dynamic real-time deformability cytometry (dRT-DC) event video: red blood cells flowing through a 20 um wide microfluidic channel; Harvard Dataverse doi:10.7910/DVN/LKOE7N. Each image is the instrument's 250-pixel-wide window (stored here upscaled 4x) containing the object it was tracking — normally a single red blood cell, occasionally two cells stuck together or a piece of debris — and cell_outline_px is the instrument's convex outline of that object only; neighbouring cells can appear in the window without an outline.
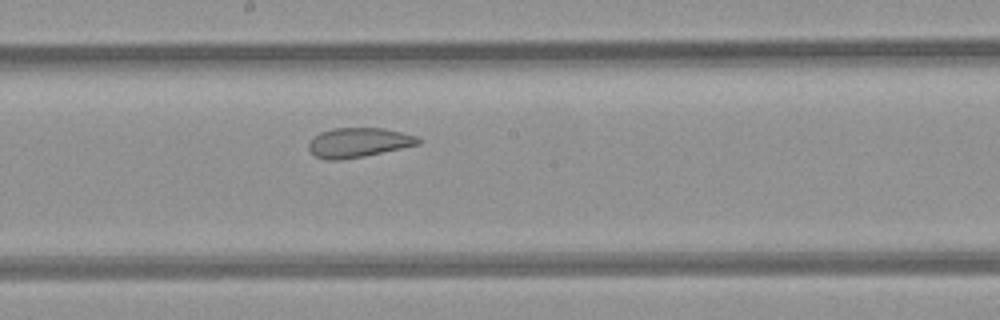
{"species": "common noctule bat (a hibernating species)", "species_latin": "Nyctalus noctula", "temperature_condition": "room temperature", "stored_images_in_passage": 6, "camera_frame_rate_fps": 3000, "um_per_image_px": 0.085, "animal": {"sex": "female", "body_mass_g": 21.9}, "frame": {"image": 1, "passage_image": 6, "time_ms": 6.667, "image_size_px": [1000, 320], "cell_outline_px": [[420, 144], [364, 156], [340, 160], [324, 160], [316, 156], [308, 148], [308, 144], [320, 132], [332, 128], [384, 128], [416, 136], [420, 140]], "centroid_in_image_um": [30.46, 12.12], "position_along_channel_um": 217.7, "area_um2": 18.67}}